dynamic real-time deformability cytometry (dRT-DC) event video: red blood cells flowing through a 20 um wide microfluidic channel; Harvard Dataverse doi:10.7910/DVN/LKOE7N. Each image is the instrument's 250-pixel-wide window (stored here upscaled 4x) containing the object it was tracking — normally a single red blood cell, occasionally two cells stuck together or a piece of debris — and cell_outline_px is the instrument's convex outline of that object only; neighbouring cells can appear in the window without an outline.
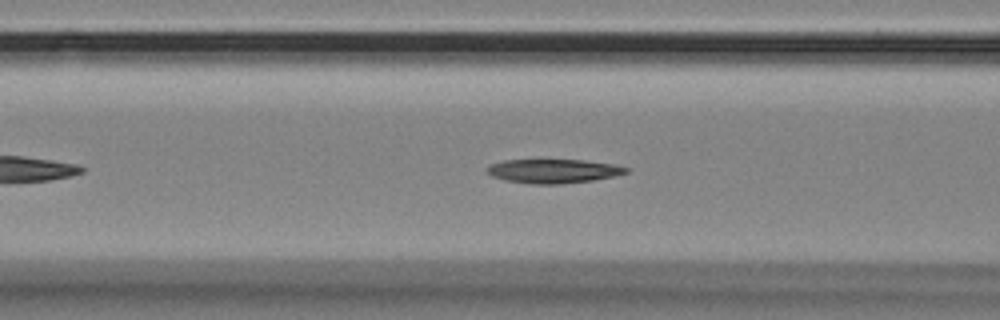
{"species": "Egyptian fruit bat (a non-hibernating species)", "species_latin": "Rousettus aegyptiacus", "temperature_condition": "room temperature", "stored_images_in_passage": 46, "camera_frame_rate_fps": 3000, "um_per_image_px": 0.085, "animal": {"sex": "female"}, "frame": {"image": 1, "passage_image": 12, "time_ms": 3.667, "image_size_px": [1000, 320], "cell_outline_px": [[628, 172], [612, 176], [592, 180], [560, 184], [528, 184], [504, 180], [492, 176], [488, 172], [488, 168], [492, 164], [504, 160], [584, 160], [616, 164], [628, 168]], "centroid_in_image_um": [47.04, 14.54], "position_along_channel_um": 119.6, "area_um2": 19.31}}
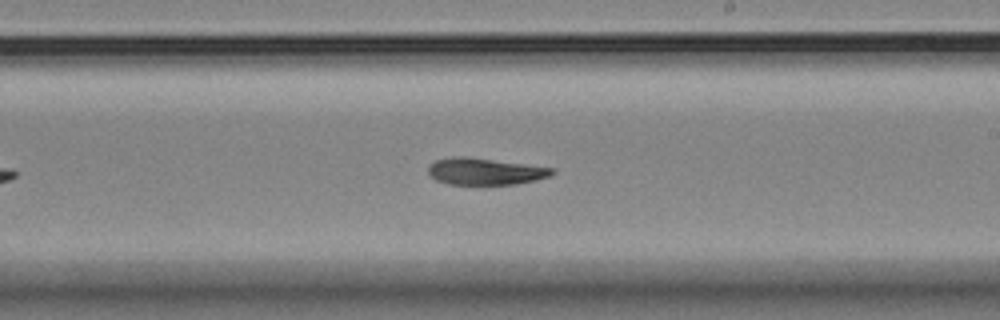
{"frame": {"image": 2, "passage_image": 23, "time_ms": 7.333, "image_size_px": [1000, 320], "cell_outline_px": [[556, 172], [552, 176], [536, 180], [516, 184], [448, 184], [436, 180], [428, 172], [428, 168], [436, 160], [452, 156], [468, 156], [556, 168]], "centroid_in_image_um": [41.29, 14.56], "position_along_channel_um": 247.7, "area_um2": 19.48}}
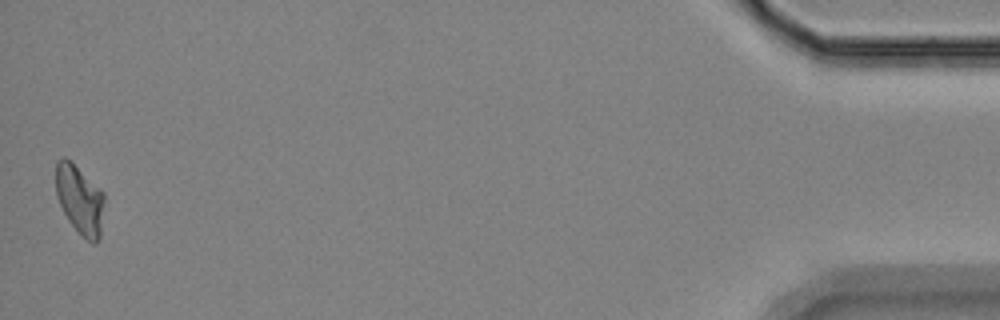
{"frame": {"image": 3, "passage_image": 46, "time_ms": 15.0, "image_size_px": [1000, 320], "cell_outline_px": [[104, 200], [100, 240], [96, 244], [92, 244], [68, 220], [56, 196], [56, 160], [64, 156], [72, 160], [104, 192]], "centroid_in_image_um": [6.79, 16.92], "position_along_channel_um": 428.4, "area_um2": 19.71}, "authors_computed_cell_mechanics": {"area_um2": 20.0566, "velocity_mm_per_s": 3.492, "shape_relaxation_time_tau1_ms": 5.4379, "shape_relaxation_time_tau2_ms": null, "deformation_change_tau1": 0.1389, "deformation_change_tau2": null}}